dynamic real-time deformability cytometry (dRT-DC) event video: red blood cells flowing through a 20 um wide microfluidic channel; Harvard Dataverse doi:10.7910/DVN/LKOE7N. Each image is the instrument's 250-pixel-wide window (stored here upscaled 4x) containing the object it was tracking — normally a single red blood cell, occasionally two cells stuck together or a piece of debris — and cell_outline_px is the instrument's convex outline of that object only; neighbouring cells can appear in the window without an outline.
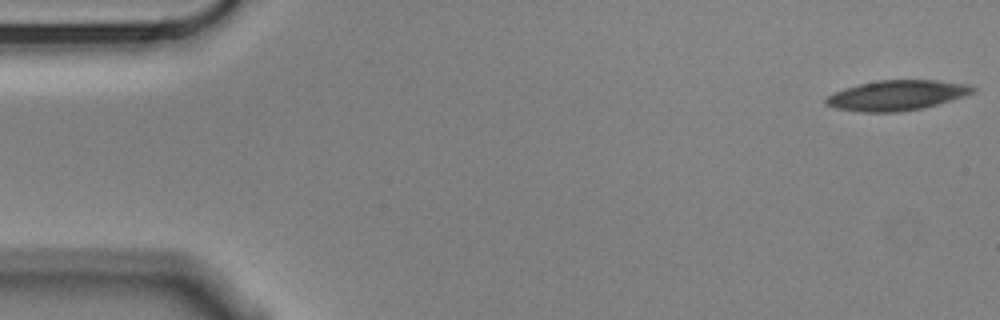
{"species": "Egyptian fruit bat (a non-hibernating species)", "species_latin": "Rousettus aegyptiacus", "temperature_condition": "cold", "stored_images_in_passage": 56, "camera_frame_rate_fps": 3000, "um_per_image_px": 0.085, "animal": {"sex": "male"}, "frame": {"image": 1, "passage_image": 1, "time_ms": 0.0, "image_size_px": [1000, 320], "cell_outline_px": [[976, 92], [952, 100], [924, 108], [896, 112], [864, 112], [836, 108], [824, 104], [824, 100], [828, 96], [844, 88], [860, 84], [880, 80], [936, 80], [968, 84], [976, 88]], "centroid_in_image_um": [76.26, 8.1], "position_along_channel_um": 8.7, "area_um2": 25.72}}
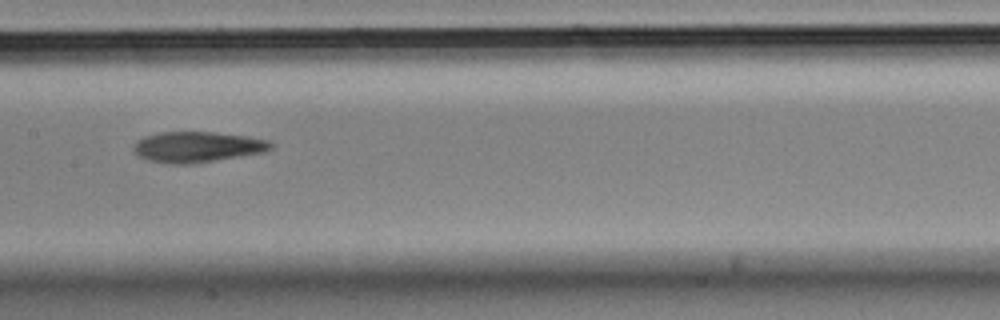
{"frame": {"image": 2, "passage_image": 27, "time_ms": 8.667, "image_size_px": [1000, 320], "cell_outline_px": [[276, 144], [272, 148], [264, 152], [240, 156], [188, 164], [172, 164], [148, 160], [132, 152], [132, 148], [136, 140], [144, 136], [160, 132], [216, 132], [248, 136], [272, 140]], "centroid_in_image_um": [16.79, 12.47], "position_along_channel_um": 190.6, "area_um2": 24.74}}
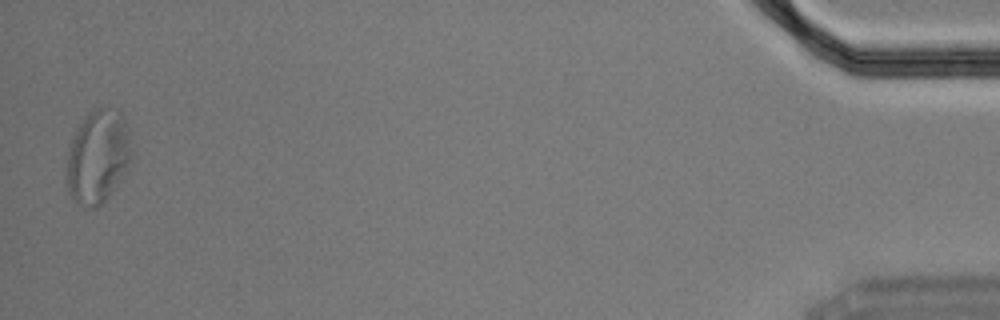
{"frame": {"image": 3, "passage_image": 55, "time_ms": 18.0, "image_size_px": [1000, 320], "cell_outline_px": [[136, 156], [108, 196], [96, 208], [92, 208], [80, 204], [68, 192], [68, 152], [72, 140], [80, 124], [92, 108], [104, 108], [120, 112], [124, 116], [128, 128]], "centroid_in_image_um": [8.4, 13.28], "position_along_channel_um": 426.8, "area_um2": 35.14}, "authors_computed_cell_mechanics": {"area_um2": 25.6632, "velocity_mm_per_s": 3.5164, "shape_relaxation_time_tau1_ms": 6.1632, "shape_relaxation_time_tau2_ms": 7.0555, "deformation_change_tau1": 0.1683, "deformation_change_tau2": 0.174}}